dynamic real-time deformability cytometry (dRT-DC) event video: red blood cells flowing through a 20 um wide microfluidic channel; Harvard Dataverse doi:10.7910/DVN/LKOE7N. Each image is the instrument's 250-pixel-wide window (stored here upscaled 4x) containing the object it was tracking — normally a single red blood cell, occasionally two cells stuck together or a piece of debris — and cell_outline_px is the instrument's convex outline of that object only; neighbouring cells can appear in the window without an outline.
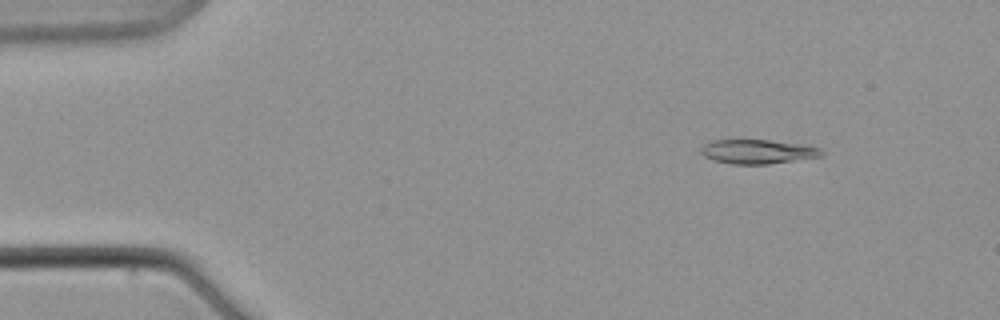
{"species": "common noctule bat (a hibernating species)", "species_latin": "Nyctalus noctula", "temperature_condition": "warm", "stored_images_in_passage": 5, "camera_frame_rate_fps": 3000, "um_per_image_px": 0.085, "animal": {"sex": "male", "body_mass_g": 21.5, "forearm_length_mm": 52.0}, "frame": {"image": 1, "passage_image": 2, "time_ms": 1.333, "image_size_px": [1000, 320], "cell_outline_px": [[824, 152], [820, 156], [768, 164], [732, 164], [712, 160], [704, 156], [700, 152], [700, 148], [704, 144], [712, 140], [768, 140], [804, 144], [820, 148]], "centroid_in_image_um": [64.36, 12.88], "position_along_channel_um": 20.6, "area_um2": 16.99}}
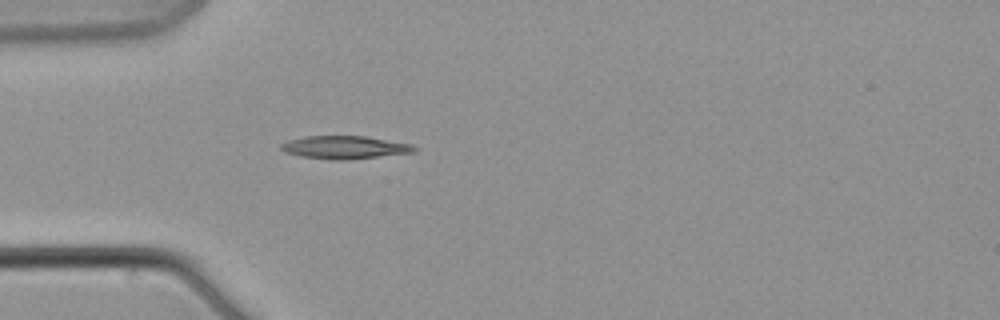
{"frame": {"image": 2, "passage_image": 5, "time_ms": 5.667, "image_size_px": [1000, 320], "cell_outline_px": [[416, 152], [348, 160], [332, 160], [300, 156], [284, 152], [280, 148], [280, 144], [288, 140], [304, 136], [364, 136], [412, 144], [416, 148]], "centroid_in_image_um": [29.28, 12.53], "position_along_channel_um": 55.7, "area_um2": 17.92}}